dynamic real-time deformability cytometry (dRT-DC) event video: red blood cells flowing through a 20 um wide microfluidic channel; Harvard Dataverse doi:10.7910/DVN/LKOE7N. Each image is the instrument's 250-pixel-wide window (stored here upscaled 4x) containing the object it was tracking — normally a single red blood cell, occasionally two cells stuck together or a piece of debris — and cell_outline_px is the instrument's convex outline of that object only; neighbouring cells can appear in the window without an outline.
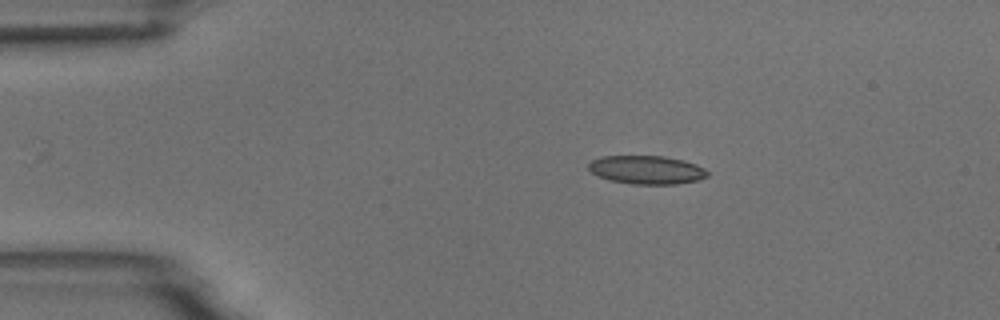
{"species": "common noctule bat (a hibernating species)", "species_latin": "Nyctalus noctula", "temperature_condition": "room temperature", "stored_images_in_passage": 8, "camera_frame_rate_fps": 3000, "um_per_image_px": 0.085, "animal": {"sex": "male", "body_mass_g": 18.8}, "frame": {"image": 1, "passage_image": 1, "time_ms": 0.0, "image_size_px": [1000, 320], "cell_outline_px": [[708, 176], [700, 180], [676, 184], [632, 184], [612, 180], [600, 176], [592, 172], [588, 168], [588, 164], [592, 160], [604, 156], [664, 156], [684, 160], [696, 164], [704, 168], [708, 172]], "centroid_in_image_um": [55.01, 14.43], "position_along_channel_um": 30.0, "area_um2": 19.65}}
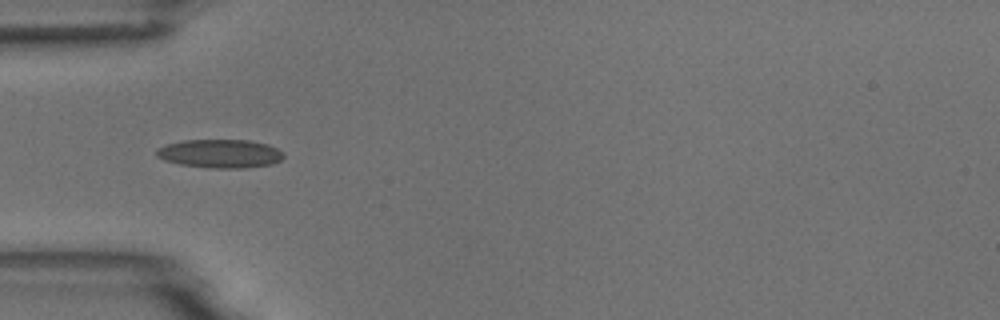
{"frame": {"image": 2, "passage_image": 3, "time_ms": 2.333, "image_size_px": [1000, 320], "cell_outline_px": [[284, 156], [280, 160], [272, 164], [244, 168], [208, 168], [180, 164], [164, 160], [156, 156], [156, 148], [168, 144], [184, 140], [248, 140], [268, 144], [284, 152]], "centroid_in_image_um": [18.71, 13.06], "position_along_channel_um": 66.3, "area_um2": 21.21}}
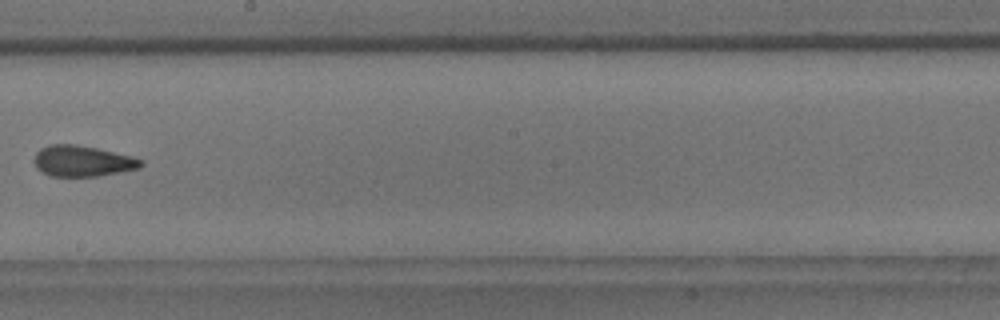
{"frame": {"image": 3, "passage_image": 7, "time_ms": 7.0, "image_size_px": [1000, 320], "cell_outline_px": [[144, 164], [140, 168], [100, 176], [48, 176], [36, 168], [32, 160], [36, 152], [40, 148], [52, 144], [76, 144], [96, 148], [132, 156], [144, 160]], "centroid_in_image_um": [6.99, 13.69], "position_along_channel_um": 241.2, "area_um2": 19.48}}